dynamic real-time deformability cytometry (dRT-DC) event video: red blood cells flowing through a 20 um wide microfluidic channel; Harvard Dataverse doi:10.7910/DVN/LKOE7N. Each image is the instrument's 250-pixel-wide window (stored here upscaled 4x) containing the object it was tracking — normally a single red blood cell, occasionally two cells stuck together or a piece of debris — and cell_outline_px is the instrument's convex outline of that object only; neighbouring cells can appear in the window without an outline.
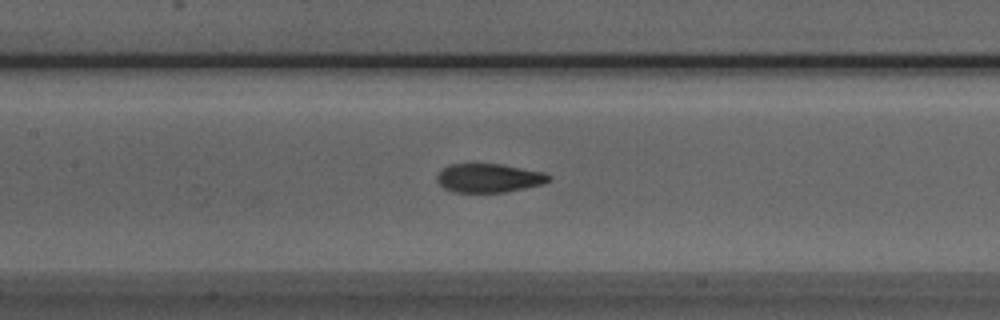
{"species": "Egyptian fruit bat (a non-hibernating species)", "species_latin": "Rousettus aegyptiacus", "temperature_condition": "room temperature", "stored_images_in_passage": 41, "camera_frame_rate_fps": 3000, "um_per_image_px": 0.085, "animal": {"sex": "male"}, "frame": {"image": 1, "passage_image": 12, "time_ms": 3.667, "image_size_px": [1000, 320], "cell_outline_px": [[552, 180], [544, 184], [504, 192], [452, 192], [444, 188], [436, 180], [436, 176], [448, 164], [500, 164], [544, 172], [552, 176]], "centroid_in_image_um": [41.58, 15.13], "position_along_channel_um": 165.8, "area_um2": 18.79}}
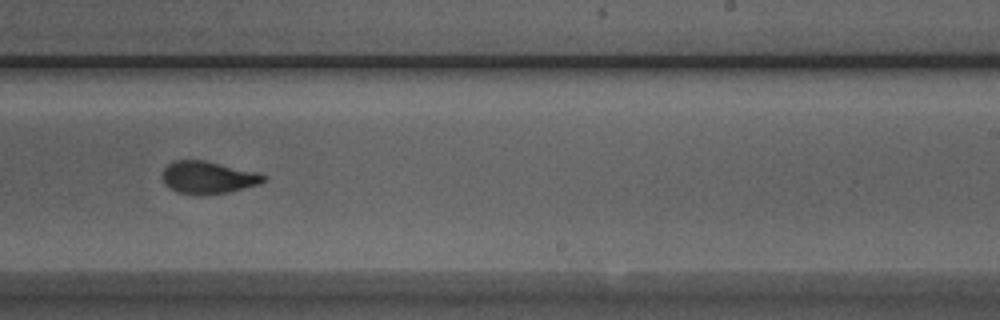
{"frame": {"image": 2, "passage_image": 20, "time_ms": 6.333, "image_size_px": [1000, 320], "cell_outline_px": [[268, 176], [260, 184], [228, 192], [204, 196], [200, 196], [176, 192], [164, 184], [164, 168], [168, 164], [176, 160], [204, 160], [256, 172]], "centroid_in_image_um": [17.68, 15.1], "position_along_channel_um": 271.3, "area_um2": 19.13}}
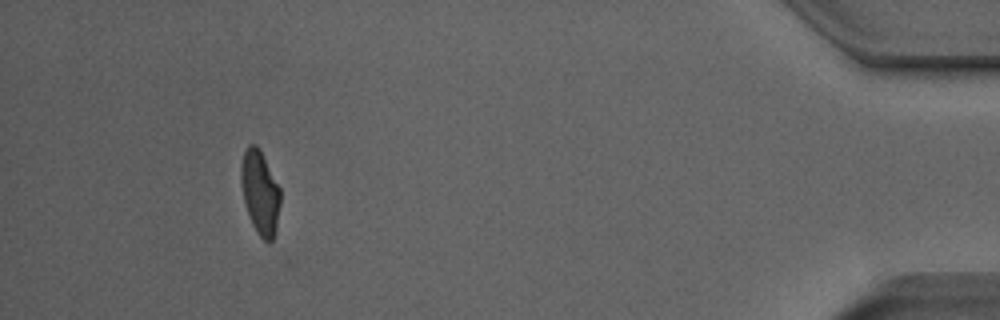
{"frame": {"image": 3, "passage_image": 36, "time_ms": 11.667, "image_size_px": [1000, 320], "cell_outline_px": [[280, 204], [276, 232], [272, 240], [268, 244], [256, 232], [252, 224], [244, 200], [240, 180], [240, 164], [244, 152], [248, 144], [256, 144], [260, 148], [280, 188]], "centroid_in_image_um": [22.11, 16.35], "position_along_channel_um": 413.1, "area_um2": 19.42}, "authors_computed_cell_mechanics": {"area_um2": 19.363, "velocity_mm_per_s": 3.9728, "shape_relaxation_time_tau1_ms": 5.2416, "shape_relaxation_time_tau2_ms": 1.168, "deformation_change_tau1": 0.1814, "deformation_change_tau2": 0.0756}}